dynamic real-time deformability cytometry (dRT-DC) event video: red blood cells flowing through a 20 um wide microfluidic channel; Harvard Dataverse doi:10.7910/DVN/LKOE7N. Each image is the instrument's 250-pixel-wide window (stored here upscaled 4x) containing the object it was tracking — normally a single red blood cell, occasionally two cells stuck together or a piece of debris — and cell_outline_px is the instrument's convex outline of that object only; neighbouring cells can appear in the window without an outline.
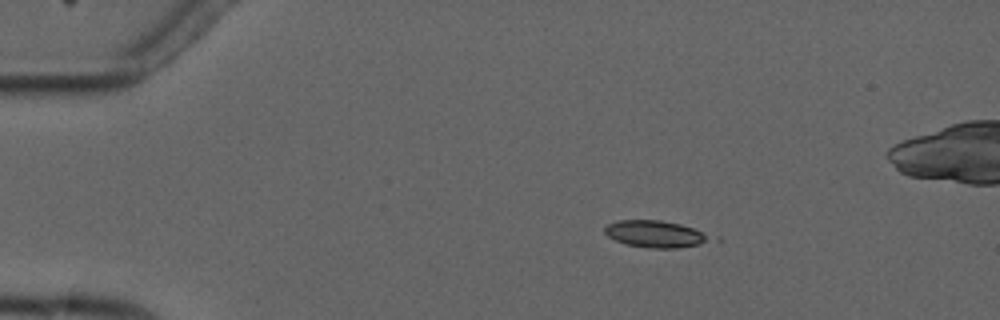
{"species": "common noctule bat (a hibernating species)", "species_latin": "Nyctalus noctula", "temperature_condition": "cold", "stored_images_in_passage": 9, "camera_frame_rate_fps": 3000, "um_per_image_px": 0.085, "animal": {"sex": "male", "forearm_length_mm": 52.5}, "frame": {"image": 1, "passage_image": 2, "time_ms": 1.0, "image_size_px": [1000, 320], "cell_outline_px": [[708, 240], [700, 244], [676, 248], [648, 248], [624, 244], [608, 236], [604, 232], [604, 228], [608, 224], [620, 220], [660, 220], [680, 224], [692, 228], [708, 236]], "centroid_in_image_um": [55.61, 19.89], "position_along_channel_um": 29.4, "area_um2": 16.13}}
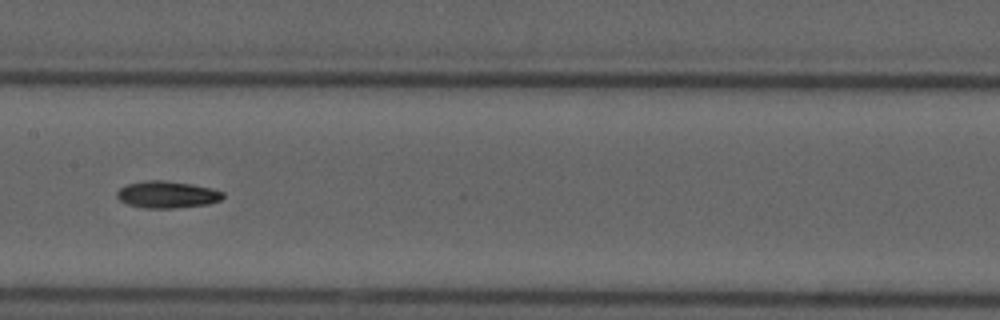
{"frame": {"image": 2, "passage_image": 7, "time_ms": 7.0, "image_size_px": [1000, 320], "cell_outline_px": [[224, 196], [220, 200], [208, 204], [172, 208], [144, 208], [128, 204], [120, 200], [116, 196], [116, 192], [120, 188], [128, 184], [148, 180], [160, 180], [188, 184], [208, 188], [224, 192]], "centroid_in_image_um": [14.17, 16.55], "position_along_channel_um": 193.2, "area_um2": 16.3}}
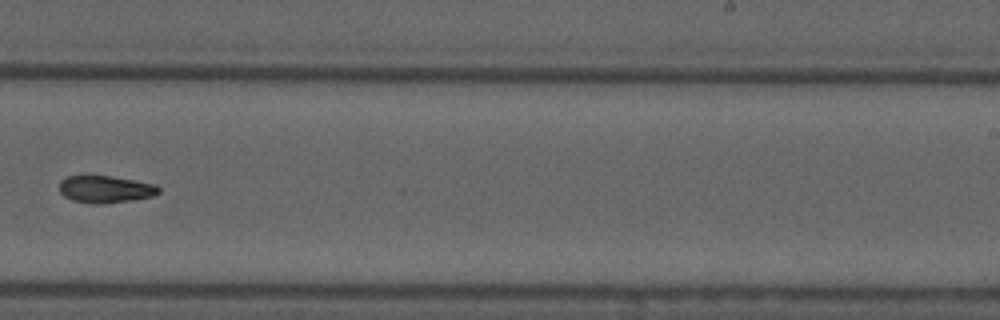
{"frame": {"image": 3, "passage_image": 9, "time_ms": 9.333, "image_size_px": [1000, 320], "cell_outline_px": [[160, 192], [156, 196], [132, 200], [100, 204], [96, 204], [72, 200], [64, 196], [60, 192], [60, 180], [68, 176], [112, 176], [156, 184], [160, 188]], "centroid_in_image_um": [9.0, 16.09], "position_along_channel_um": 280.0, "area_um2": 15.78}}